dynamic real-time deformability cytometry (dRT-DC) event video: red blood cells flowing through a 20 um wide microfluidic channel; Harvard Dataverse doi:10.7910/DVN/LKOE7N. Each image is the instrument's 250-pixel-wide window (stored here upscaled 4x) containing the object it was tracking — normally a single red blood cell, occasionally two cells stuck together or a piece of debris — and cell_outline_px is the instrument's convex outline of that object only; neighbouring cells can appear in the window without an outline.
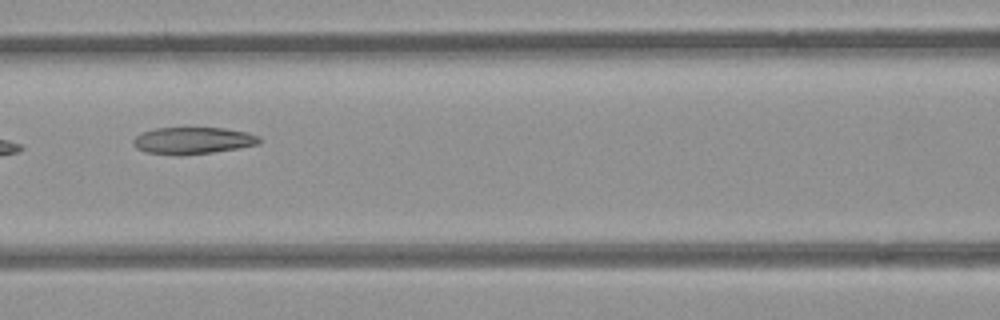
{"species": "common noctule bat (a hibernating species)", "species_latin": "Nyctalus noctula", "temperature_condition": "room temperature", "stored_images_in_passage": 3, "camera_frame_rate_fps": 3000, "um_per_image_px": 0.085, "animal": {"sex": "female", "body_mass_g": 21.9}, "frame": {"image": 1, "passage_image": 3, "time_ms": 2.333, "image_size_px": [1000, 320], "cell_outline_px": [[260, 144], [212, 152], [176, 156], [144, 152], [136, 148], [132, 144], [132, 140], [136, 136], [144, 132], [156, 128], [224, 128], [248, 132], [260, 136]], "centroid_in_image_um": [16.37, 11.95], "position_along_channel_um": 150.2, "area_um2": 19.83}}